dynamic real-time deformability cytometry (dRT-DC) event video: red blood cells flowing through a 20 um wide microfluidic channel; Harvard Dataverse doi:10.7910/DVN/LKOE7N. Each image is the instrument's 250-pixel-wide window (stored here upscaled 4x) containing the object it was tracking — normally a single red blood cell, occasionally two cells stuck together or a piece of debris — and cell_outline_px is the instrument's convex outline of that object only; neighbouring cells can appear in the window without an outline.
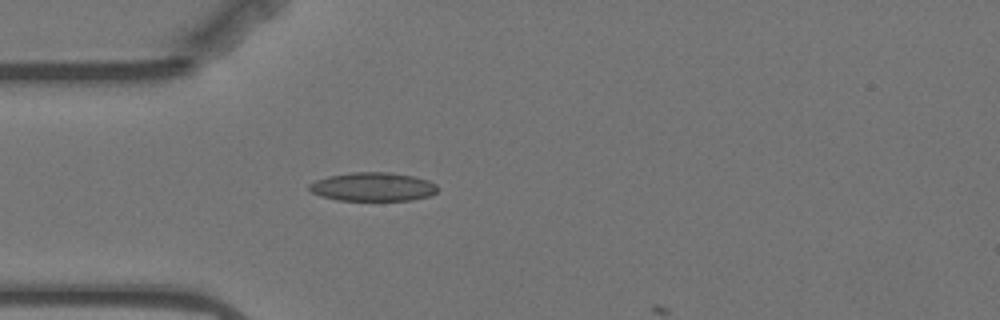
{"species": "Egyptian fruit bat (a non-hibernating species)", "species_latin": "Rousettus aegyptiacus", "temperature_condition": "warm", "stored_images_in_passage": 2, "camera_frame_rate_fps": 3000, "um_per_image_px": 0.085, "animal": {"sex": "female"}, "frame": {"image": 1, "passage_image": 1, "time_ms": 0.0, "image_size_px": [1000, 320], "cell_outline_px": [[436, 192], [428, 196], [412, 200], [336, 200], [320, 196], [312, 192], [308, 188], [308, 184], [316, 180], [328, 176], [352, 172], [392, 172], [412, 176], [428, 180], [436, 184]], "centroid_in_image_um": [31.66, 15.87], "position_along_channel_um": 53.3, "area_um2": 21.44}}